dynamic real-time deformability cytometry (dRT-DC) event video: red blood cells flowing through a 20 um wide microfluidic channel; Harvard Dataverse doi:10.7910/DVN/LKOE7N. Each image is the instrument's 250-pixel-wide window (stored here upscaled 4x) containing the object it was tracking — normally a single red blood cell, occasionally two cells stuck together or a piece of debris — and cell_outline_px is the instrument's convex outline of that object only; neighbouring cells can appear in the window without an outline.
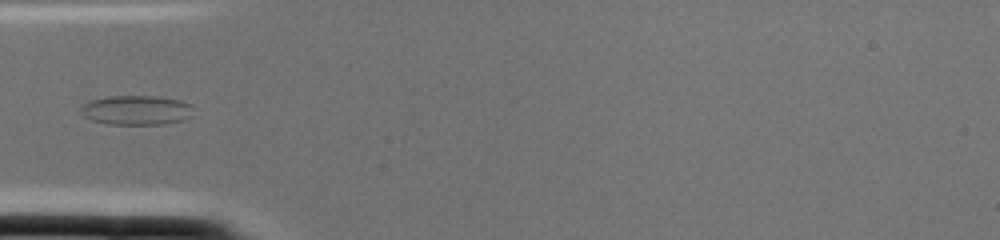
{"species": "common noctule bat (a hibernating species)", "species_latin": "Nyctalus noctula", "temperature_condition": "cold", "stored_images_in_passage": 3, "camera_frame_rate_fps": 3000, "um_per_image_px": 0.085, "animal": {"sex": "female", "body_mass_g": 22.0, "forearm_length_mm": 56.7}, "frame": {"image": 1, "passage_image": 3, "time_ms": 0.667, "image_size_px": [1000, 240], "cell_outline_px": [[192, 116], [184, 120], [164, 124], [108, 124], [92, 120], [84, 116], [80, 112], [80, 104], [88, 100], [108, 96], [156, 96], [180, 100], [192, 104]], "centroid_in_image_um": [11.57, 9.35], "position_along_channel_um": 73.4, "area_um2": 19.65}}